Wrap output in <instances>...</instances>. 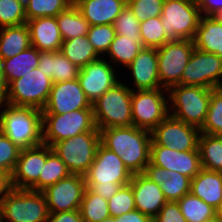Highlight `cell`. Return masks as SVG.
Masks as SVG:
<instances>
[{
  "mask_svg": "<svg viewBox=\"0 0 222 222\" xmlns=\"http://www.w3.org/2000/svg\"><path fill=\"white\" fill-rule=\"evenodd\" d=\"M200 133L222 136V87L211 90L209 109Z\"/></svg>",
  "mask_w": 222,
  "mask_h": 222,
  "instance_id": "37",
  "label": "cell"
},
{
  "mask_svg": "<svg viewBox=\"0 0 222 222\" xmlns=\"http://www.w3.org/2000/svg\"><path fill=\"white\" fill-rule=\"evenodd\" d=\"M0 131L20 149L39 146L43 144L42 110L31 106L1 104Z\"/></svg>",
  "mask_w": 222,
  "mask_h": 222,
  "instance_id": "2",
  "label": "cell"
},
{
  "mask_svg": "<svg viewBox=\"0 0 222 222\" xmlns=\"http://www.w3.org/2000/svg\"><path fill=\"white\" fill-rule=\"evenodd\" d=\"M165 0H127V6L134 16L143 22L146 19L159 17L162 15Z\"/></svg>",
  "mask_w": 222,
  "mask_h": 222,
  "instance_id": "44",
  "label": "cell"
},
{
  "mask_svg": "<svg viewBox=\"0 0 222 222\" xmlns=\"http://www.w3.org/2000/svg\"><path fill=\"white\" fill-rule=\"evenodd\" d=\"M140 36L144 47L157 49L168 42L161 22V16L149 17L145 21L140 22Z\"/></svg>",
  "mask_w": 222,
  "mask_h": 222,
  "instance_id": "39",
  "label": "cell"
},
{
  "mask_svg": "<svg viewBox=\"0 0 222 222\" xmlns=\"http://www.w3.org/2000/svg\"><path fill=\"white\" fill-rule=\"evenodd\" d=\"M187 1H190V2H193V3H198L199 2V0H187Z\"/></svg>",
  "mask_w": 222,
  "mask_h": 222,
  "instance_id": "58",
  "label": "cell"
},
{
  "mask_svg": "<svg viewBox=\"0 0 222 222\" xmlns=\"http://www.w3.org/2000/svg\"><path fill=\"white\" fill-rule=\"evenodd\" d=\"M125 185H106V186H87V188L101 196L102 198L109 200L114 194H116L119 189Z\"/></svg>",
  "mask_w": 222,
  "mask_h": 222,
  "instance_id": "49",
  "label": "cell"
},
{
  "mask_svg": "<svg viewBox=\"0 0 222 222\" xmlns=\"http://www.w3.org/2000/svg\"><path fill=\"white\" fill-rule=\"evenodd\" d=\"M20 152L21 149L0 131V170L12 175Z\"/></svg>",
  "mask_w": 222,
  "mask_h": 222,
  "instance_id": "45",
  "label": "cell"
},
{
  "mask_svg": "<svg viewBox=\"0 0 222 222\" xmlns=\"http://www.w3.org/2000/svg\"><path fill=\"white\" fill-rule=\"evenodd\" d=\"M198 149L202 168L222 173V136L200 133Z\"/></svg>",
  "mask_w": 222,
  "mask_h": 222,
  "instance_id": "31",
  "label": "cell"
},
{
  "mask_svg": "<svg viewBox=\"0 0 222 222\" xmlns=\"http://www.w3.org/2000/svg\"><path fill=\"white\" fill-rule=\"evenodd\" d=\"M113 66L101 57L79 70L77 79L91 103L120 81Z\"/></svg>",
  "mask_w": 222,
  "mask_h": 222,
  "instance_id": "18",
  "label": "cell"
},
{
  "mask_svg": "<svg viewBox=\"0 0 222 222\" xmlns=\"http://www.w3.org/2000/svg\"><path fill=\"white\" fill-rule=\"evenodd\" d=\"M193 43L198 50L222 57V24L201 16Z\"/></svg>",
  "mask_w": 222,
  "mask_h": 222,
  "instance_id": "27",
  "label": "cell"
},
{
  "mask_svg": "<svg viewBox=\"0 0 222 222\" xmlns=\"http://www.w3.org/2000/svg\"><path fill=\"white\" fill-rule=\"evenodd\" d=\"M150 163L176 171L190 179L202 169L199 150L177 151L161 145H151Z\"/></svg>",
  "mask_w": 222,
  "mask_h": 222,
  "instance_id": "19",
  "label": "cell"
},
{
  "mask_svg": "<svg viewBox=\"0 0 222 222\" xmlns=\"http://www.w3.org/2000/svg\"><path fill=\"white\" fill-rule=\"evenodd\" d=\"M31 38V45L39 51L61 50L63 39L56 17H39L26 22Z\"/></svg>",
  "mask_w": 222,
  "mask_h": 222,
  "instance_id": "23",
  "label": "cell"
},
{
  "mask_svg": "<svg viewBox=\"0 0 222 222\" xmlns=\"http://www.w3.org/2000/svg\"><path fill=\"white\" fill-rule=\"evenodd\" d=\"M43 144L50 147L83 132H100L92 109L74 110L64 114H42Z\"/></svg>",
  "mask_w": 222,
  "mask_h": 222,
  "instance_id": "6",
  "label": "cell"
},
{
  "mask_svg": "<svg viewBox=\"0 0 222 222\" xmlns=\"http://www.w3.org/2000/svg\"><path fill=\"white\" fill-rule=\"evenodd\" d=\"M209 17L214 20L215 22L221 23L222 24V10L213 12Z\"/></svg>",
  "mask_w": 222,
  "mask_h": 222,
  "instance_id": "53",
  "label": "cell"
},
{
  "mask_svg": "<svg viewBox=\"0 0 222 222\" xmlns=\"http://www.w3.org/2000/svg\"><path fill=\"white\" fill-rule=\"evenodd\" d=\"M211 90L181 84L170 87L167 90L169 115L200 129L209 109Z\"/></svg>",
  "mask_w": 222,
  "mask_h": 222,
  "instance_id": "4",
  "label": "cell"
},
{
  "mask_svg": "<svg viewBox=\"0 0 222 222\" xmlns=\"http://www.w3.org/2000/svg\"><path fill=\"white\" fill-rule=\"evenodd\" d=\"M101 143L116 153L132 174L144 173L150 163L151 131L129 127L100 130Z\"/></svg>",
  "mask_w": 222,
  "mask_h": 222,
  "instance_id": "1",
  "label": "cell"
},
{
  "mask_svg": "<svg viewBox=\"0 0 222 222\" xmlns=\"http://www.w3.org/2000/svg\"><path fill=\"white\" fill-rule=\"evenodd\" d=\"M48 222H82L79 210L49 214Z\"/></svg>",
  "mask_w": 222,
  "mask_h": 222,
  "instance_id": "47",
  "label": "cell"
},
{
  "mask_svg": "<svg viewBox=\"0 0 222 222\" xmlns=\"http://www.w3.org/2000/svg\"><path fill=\"white\" fill-rule=\"evenodd\" d=\"M200 129L168 115L151 131V145H161L177 151L198 149Z\"/></svg>",
  "mask_w": 222,
  "mask_h": 222,
  "instance_id": "14",
  "label": "cell"
},
{
  "mask_svg": "<svg viewBox=\"0 0 222 222\" xmlns=\"http://www.w3.org/2000/svg\"><path fill=\"white\" fill-rule=\"evenodd\" d=\"M133 174L113 151L99 144L95 160L84 175L86 186L128 185Z\"/></svg>",
  "mask_w": 222,
  "mask_h": 222,
  "instance_id": "11",
  "label": "cell"
},
{
  "mask_svg": "<svg viewBox=\"0 0 222 222\" xmlns=\"http://www.w3.org/2000/svg\"><path fill=\"white\" fill-rule=\"evenodd\" d=\"M129 185L133 190L136 210L152 220L167 202L160 186L144 173L133 174Z\"/></svg>",
  "mask_w": 222,
  "mask_h": 222,
  "instance_id": "20",
  "label": "cell"
},
{
  "mask_svg": "<svg viewBox=\"0 0 222 222\" xmlns=\"http://www.w3.org/2000/svg\"><path fill=\"white\" fill-rule=\"evenodd\" d=\"M196 3L187 0H165L161 22L168 41L193 40L200 21Z\"/></svg>",
  "mask_w": 222,
  "mask_h": 222,
  "instance_id": "8",
  "label": "cell"
},
{
  "mask_svg": "<svg viewBox=\"0 0 222 222\" xmlns=\"http://www.w3.org/2000/svg\"><path fill=\"white\" fill-rule=\"evenodd\" d=\"M197 6L201 16H209L213 12L222 10V0H199Z\"/></svg>",
  "mask_w": 222,
  "mask_h": 222,
  "instance_id": "48",
  "label": "cell"
},
{
  "mask_svg": "<svg viewBox=\"0 0 222 222\" xmlns=\"http://www.w3.org/2000/svg\"><path fill=\"white\" fill-rule=\"evenodd\" d=\"M216 215L222 219V200L220 201L219 206L216 208Z\"/></svg>",
  "mask_w": 222,
  "mask_h": 222,
  "instance_id": "55",
  "label": "cell"
},
{
  "mask_svg": "<svg viewBox=\"0 0 222 222\" xmlns=\"http://www.w3.org/2000/svg\"><path fill=\"white\" fill-rule=\"evenodd\" d=\"M116 33L113 24L92 25L89 28L87 37L95 51L102 57L109 50L111 42Z\"/></svg>",
  "mask_w": 222,
  "mask_h": 222,
  "instance_id": "40",
  "label": "cell"
},
{
  "mask_svg": "<svg viewBox=\"0 0 222 222\" xmlns=\"http://www.w3.org/2000/svg\"><path fill=\"white\" fill-rule=\"evenodd\" d=\"M132 88L123 82L116 83L92 103L96 127L133 126L131 110Z\"/></svg>",
  "mask_w": 222,
  "mask_h": 222,
  "instance_id": "3",
  "label": "cell"
},
{
  "mask_svg": "<svg viewBox=\"0 0 222 222\" xmlns=\"http://www.w3.org/2000/svg\"><path fill=\"white\" fill-rule=\"evenodd\" d=\"M131 70L135 88L132 90H154L162 88L158 75L156 48L143 47L134 60L126 67Z\"/></svg>",
  "mask_w": 222,
  "mask_h": 222,
  "instance_id": "21",
  "label": "cell"
},
{
  "mask_svg": "<svg viewBox=\"0 0 222 222\" xmlns=\"http://www.w3.org/2000/svg\"><path fill=\"white\" fill-rule=\"evenodd\" d=\"M71 4H73L72 0H30L25 7V15L27 20L39 17H56Z\"/></svg>",
  "mask_w": 222,
  "mask_h": 222,
  "instance_id": "38",
  "label": "cell"
},
{
  "mask_svg": "<svg viewBox=\"0 0 222 222\" xmlns=\"http://www.w3.org/2000/svg\"><path fill=\"white\" fill-rule=\"evenodd\" d=\"M100 143V132H83L56 142L51 148L64 162L71 174L84 176L95 160Z\"/></svg>",
  "mask_w": 222,
  "mask_h": 222,
  "instance_id": "7",
  "label": "cell"
},
{
  "mask_svg": "<svg viewBox=\"0 0 222 222\" xmlns=\"http://www.w3.org/2000/svg\"><path fill=\"white\" fill-rule=\"evenodd\" d=\"M80 109H92V103L81 88L78 79H74L53 83L42 114H64Z\"/></svg>",
  "mask_w": 222,
  "mask_h": 222,
  "instance_id": "16",
  "label": "cell"
},
{
  "mask_svg": "<svg viewBox=\"0 0 222 222\" xmlns=\"http://www.w3.org/2000/svg\"><path fill=\"white\" fill-rule=\"evenodd\" d=\"M115 33L141 42L140 21L126 5L113 23Z\"/></svg>",
  "mask_w": 222,
  "mask_h": 222,
  "instance_id": "43",
  "label": "cell"
},
{
  "mask_svg": "<svg viewBox=\"0 0 222 222\" xmlns=\"http://www.w3.org/2000/svg\"><path fill=\"white\" fill-rule=\"evenodd\" d=\"M82 222H102L110 217L108 201L86 188L79 208Z\"/></svg>",
  "mask_w": 222,
  "mask_h": 222,
  "instance_id": "35",
  "label": "cell"
},
{
  "mask_svg": "<svg viewBox=\"0 0 222 222\" xmlns=\"http://www.w3.org/2000/svg\"><path fill=\"white\" fill-rule=\"evenodd\" d=\"M177 203L187 222H203L216 215V209L190 192Z\"/></svg>",
  "mask_w": 222,
  "mask_h": 222,
  "instance_id": "36",
  "label": "cell"
},
{
  "mask_svg": "<svg viewBox=\"0 0 222 222\" xmlns=\"http://www.w3.org/2000/svg\"><path fill=\"white\" fill-rule=\"evenodd\" d=\"M152 222H187L177 202H166Z\"/></svg>",
  "mask_w": 222,
  "mask_h": 222,
  "instance_id": "46",
  "label": "cell"
},
{
  "mask_svg": "<svg viewBox=\"0 0 222 222\" xmlns=\"http://www.w3.org/2000/svg\"><path fill=\"white\" fill-rule=\"evenodd\" d=\"M190 193L216 209L222 200V173L202 168L191 179Z\"/></svg>",
  "mask_w": 222,
  "mask_h": 222,
  "instance_id": "26",
  "label": "cell"
},
{
  "mask_svg": "<svg viewBox=\"0 0 222 222\" xmlns=\"http://www.w3.org/2000/svg\"><path fill=\"white\" fill-rule=\"evenodd\" d=\"M38 68L53 83L77 79L80 70L61 51H40Z\"/></svg>",
  "mask_w": 222,
  "mask_h": 222,
  "instance_id": "25",
  "label": "cell"
},
{
  "mask_svg": "<svg viewBox=\"0 0 222 222\" xmlns=\"http://www.w3.org/2000/svg\"><path fill=\"white\" fill-rule=\"evenodd\" d=\"M52 86V79L44 75L42 69L33 68L8 85L6 103L42 110L47 103Z\"/></svg>",
  "mask_w": 222,
  "mask_h": 222,
  "instance_id": "9",
  "label": "cell"
},
{
  "mask_svg": "<svg viewBox=\"0 0 222 222\" xmlns=\"http://www.w3.org/2000/svg\"><path fill=\"white\" fill-rule=\"evenodd\" d=\"M19 1L24 7H26L30 0H19Z\"/></svg>",
  "mask_w": 222,
  "mask_h": 222,
  "instance_id": "57",
  "label": "cell"
},
{
  "mask_svg": "<svg viewBox=\"0 0 222 222\" xmlns=\"http://www.w3.org/2000/svg\"><path fill=\"white\" fill-rule=\"evenodd\" d=\"M108 201L110 217L116 218L127 212L135 210V201L131 186H122Z\"/></svg>",
  "mask_w": 222,
  "mask_h": 222,
  "instance_id": "42",
  "label": "cell"
},
{
  "mask_svg": "<svg viewBox=\"0 0 222 222\" xmlns=\"http://www.w3.org/2000/svg\"><path fill=\"white\" fill-rule=\"evenodd\" d=\"M56 19L63 41L86 36L90 28V24L74 4H71L65 11L60 12Z\"/></svg>",
  "mask_w": 222,
  "mask_h": 222,
  "instance_id": "32",
  "label": "cell"
},
{
  "mask_svg": "<svg viewBox=\"0 0 222 222\" xmlns=\"http://www.w3.org/2000/svg\"><path fill=\"white\" fill-rule=\"evenodd\" d=\"M203 222H222V219L218 215H214L213 217L206 219Z\"/></svg>",
  "mask_w": 222,
  "mask_h": 222,
  "instance_id": "54",
  "label": "cell"
},
{
  "mask_svg": "<svg viewBox=\"0 0 222 222\" xmlns=\"http://www.w3.org/2000/svg\"><path fill=\"white\" fill-rule=\"evenodd\" d=\"M1 222H48L43 192L13 188L0 203Z\"/></svg>",
  "mask_w": 222,
  "mask_h": 222,
  "instance_id": "5",
  "label": "cell"
},
{
  "mask_svg": "<svg viewBox=\"0 0 222 222\" xmlns=\"http://www.w3.org/2000/svg\"><path fill=\"white\" fill-rule=\"evenodd\" d=\"M143 47L142 42L134 38L116 34L106 54L110 58L109 62L111 61L112 65L115 64L114 67H117L116 64L127 67Z\"/></svg>",
  "mask_w": 222,
  "mask_h": 222,
  "instance_id": "33",
  "label": "cell"
},
{
  "mask_svg": "<svg viewBox=\"0 0 222 222\" xmlns=\"http://www.w3.org/2000/svg\"><path fill=\"white\" fill-rule=\"evenodd\" d=\"M12 189V175L5 170H0V203Z\"/></svg>",
  "mask_w": 222,
  "mask_h": 222,
  "instance_id": "50",
  "label": "cell"
},
{
  "mask_svg": "<svg viewBox=\"0 0 222 222\" xmlns=\"http://www.w3.org/2000/svg\"><path fill=\"white\" fill-rule=\"evenodd\" d=\"M27 22L25 7L19 0H0V28Z\"/></svg>",
  "mask_w": 222,
  "mask_h": 222,
  "instance_id": "41",
  "label": "cell"
},
{
  "mask_svg": "<svg viewBox=\"0 0 222 222\" xmlns=\"http://www.w3.org/2000/svg\"><path fill=\"white\" fill-rule=\"evenodd\" d=\"M71 173L59 156L47 145V158L39 176V191L68 177Z\"/></svg>",
  "mask_w": 222,
  "mask_h": 222,
  "instance_id": "34",
  "label": "cell"
},
{
  "mask_svg": "<svg viewBox=\"0 0 222 222\" xmlns=\"http://www.w3.org/2000/svg\"><path fill=\"white\" fill-rule=\"evenodd\" d=\"M116 222H152V220L138 210L127 212L115 218Z\"/></svg>",
  "mask_w": 222,
  "mask_h": 222,
  "instance_id": "51",
  "label": "cell"
},
{
  "mask_svg": "<svg viewBox=\"0 0 222 222\" xmlns=\"http://www.w3.org/2000/svg\"><path fill=\"white\" fill-rule=\"evenodd\" d=\"M168 93L165 88L132 90L131 110L133 126L152 131L168 115ZM167 98V99H166Z\"/></svg>",
  "mask_w": 222,
  "mask_h": 222,
  "instance_id": "10",
  "label": "cell"
},
{
  "mask_svg": "<svg viewBox=\"0 0 222 222\" xmlns=\"http://www.w3.org/2000/svg\"><path fill=\"white\" fill-rule=\"evenodd\" d=\"M90 26L113 24L127 0H72Z\"/></svg>",
  "mask_w": 222,
  "mask_h": 222,
  "instance_id": "24",
  "label": "cell"
},
{
  "mask_svg": "<svg viewBox=\"0 0 222 222\" xmlns=\"http://www.w3.org/2000/svg\"><path fill=\"white\" fill-rule=\"evenodd\" d=\"M31 46L27 24L0 28V60H6Z\"/></svg>",
  "mask_w": 222,
  "mask_h": 222,
  "instance_id": "28",
  "label": "cell"
},
{
  "mask_svg": "<svg viewBox=\"0 0 222 222\" xmlns=\"http://www.w3.org/2000/svg\"><path fill=\"white\" fill-rule=\"evenodd\" d=\"M60 51L80 69L102 57L95 51L87 35L63 41Z\"/></svg>",
  "mask_w": 222,
  "mask_h": 222,
  "instance_id": "30",
  "label": "cell"
},
{
  "mask_svg": "<svg viewBox=\"0 0 222 222\" xmlns=\"http://www.w3.org/2000/svg\"><path fill=\"white\" fill-rule=\"evenodd\" d=\"M102 222H116L115 221V218H113V217H108V218H106L104 221H102Z\"/></svg>",
  "mask_w": 222,
  "mask_h": 222,
  "instance_id": "56",
  "label": "cell"
},
{
  "mask_svg": "<svg viewBox=\"0 0 222 222\" xmlns=\"http://www.w3.org/2000/svg\"><path fill=\"white\" fill-rule=\"evenodd\" d=\"M39 55L40 51L31 45L12 58L0 60L8 85L13 80L23 77L33 68H38Z\"/></svg>",
  "mask_w": 222,
  "mask_h": 222,
  "instance_id": "29",
  "label": "cell"
},
{
  "mask_svg": "<svg viewBox=\"0 0 222 222\" xmlns=\"http://www.w3.org/2000/svg\"><path fill=\"white\" fill-rule=\"evenodd\" d=\"M144 174L160 186L167 202H177L190 192L191 179L176 171L163 169L149 163Z\"/></svg>",
  "mask_w": 222,
  "mask_h": 222,
  "instance_id": "22",
  "label": "cell"
},
{
  "mask_svg": "<svg viewBox=\"0 0 222 222\" xmlns=\"http://www.w3.org/2000/svg\"><path fill=\"white\" fill-rule=\"evenodd\" d=\"M87 186L79 174L68 177L43 190L49 214L79 210Z\"/></svg>",
  "mask_w": 222,
  "mask_h": 222,
  "instance_id": "15",
  "label": "cell"
},
{
  "mask_svg": "<svg viewBox=\"0 0 222 222\" xmlns=\"http://www.w3.org/2000/svg\"><path fill=\"white\" fill-rule=\"evenodd\" d=\"M222 57L194 48L180 84L208 89L222 87Z\"/></svg>",
  "mask_w": 222,
  "mask_h": 222,
  "instance_id": "13",
  "label": "cell"
},
{
  "mask_svg": "<svg viewBox=\"0 0 222 222\" xmlns=\"http://www.w3.org/2000/svg\"><path fill=\"white\" fill-rule=\"evenodd\" d=\"M47 158V145L21 149L12 173V186L16 189L39 191V176Z\"/></svg>",
  "mask_w": 222,
  "mask_h": 222,
  "instance_id": "17",
  "label": "cell"
},
{
  "mask_svg": "<svg viewBox=\"0 0 222 222\" xmlns=\"http://www.w3.org/2000/svg\"><path fill=\"white\" fill-rule=\"evenodd\" d=\"M195 46L193 40L168 41L157 48L158 75L162 88L180 85L181 77Z\"/></svg>",
  "mask_w": 222,
  "mask_h": 222,
  "instance_id": "12",
  "label": "cell"
},
{
  "mask_svg": "<svg viewBox=\"0 0 222 222\" xmlns=\"http://www.w3.org/2000/svg\"><path fill=\"white\" fill-rule=\"evenodd\" d=\"M7 95H8V83L6 82L2 70V65L0 62V105L6 103Z\"/></svg>",
  "mask_w": 222,
  "mask_h": 222,
  "instance_id": "52",
  "label": "cell"
}]
</instances>
